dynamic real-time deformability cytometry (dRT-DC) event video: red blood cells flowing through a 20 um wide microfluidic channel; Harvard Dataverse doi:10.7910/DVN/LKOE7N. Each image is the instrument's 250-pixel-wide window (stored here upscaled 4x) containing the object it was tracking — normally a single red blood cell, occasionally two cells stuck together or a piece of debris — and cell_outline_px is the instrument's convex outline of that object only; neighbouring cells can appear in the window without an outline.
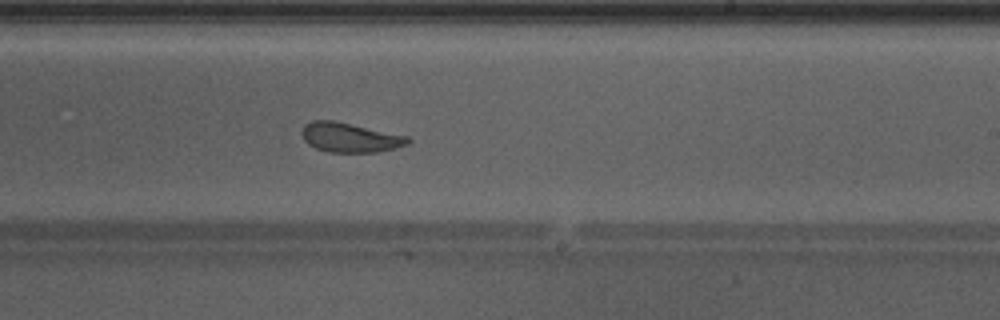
{"species": "Egyptian fruit bat (a non-hibernating species)", "species_latin": "Rousettus aegyptiacus", "temperature_condition": "warm", "stored_images_in_passage": 46, "camera_frame_rate_fps": 3000, "um_per_image_px": 0.085, "animal": {"sex": "male"}, "frame": {"image": 1, "passage_image": 27, "time_ms": 8.667, "image_size_px": [1000, 320], "cell_outline_px": [[412, 140], [408, 144], [396, 148], [376, 152], [328, 152], [316, 148], [308, 144], [304, 140], [300, 132], [304, 124], [312, 120], [332, 120], [408, 136]], "centroid_in_image_um": [29.72, 11.69], "position_along_channel_um": 259.3, "area_um2": 18.26}, "authors_computed_cell_mechanics": {"area_um2": 20.1433, "velocity_mm_per_s": 4.2624, "shape_relaxation_time_tau1_ms": null, "shape_relaxation_time_tau2_ms": 1.3964, "deformation_change_tau1": null, "deformation_change_tau2": 0.064}}